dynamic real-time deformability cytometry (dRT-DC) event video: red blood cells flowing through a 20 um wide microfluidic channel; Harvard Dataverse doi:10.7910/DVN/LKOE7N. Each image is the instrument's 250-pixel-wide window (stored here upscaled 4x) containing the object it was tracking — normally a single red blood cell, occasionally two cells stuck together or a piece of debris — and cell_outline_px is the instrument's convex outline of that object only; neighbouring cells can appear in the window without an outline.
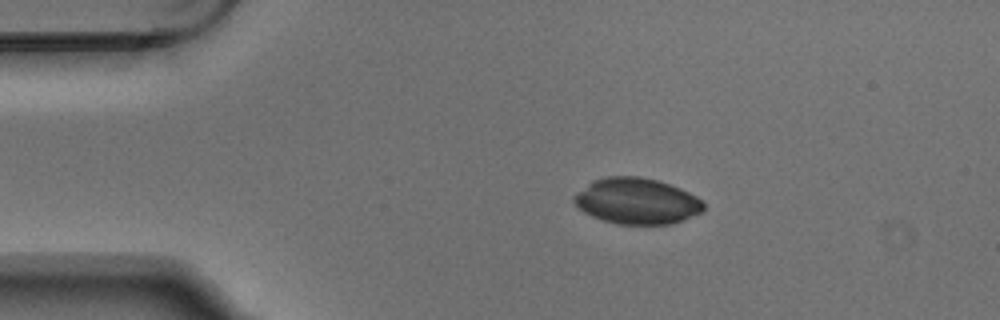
{"species": "Egyptian fruit bat (a non-hibernating species)", "species_latin": "Rousettus aegyptiacus", "temperature_condition": "warm", "stored_images_in_passage": 5, "camera_frame_rate_fps": 3000, "um_per_image_px": 0.085, "animal": {"sex": "male"}, "frame": {"image": 1, "passage_image": 1, "time_ms": 0.0, "image_size_px": [1000, 320], "cell_outline_px": [[704, 208], [700, 212], [672, 224], [616, 224], [592, 216], [584, 212], [572, 200], [572, 196], [576, 192], [592, 180], [604, 176], [640, 176], [656, 180], [680, 188], [696, 196], [704, 204]], "centroid_in_image_um": [54.08, 17.08], "position_along_channel_um": 30.9, "area_um2": 34.62}}
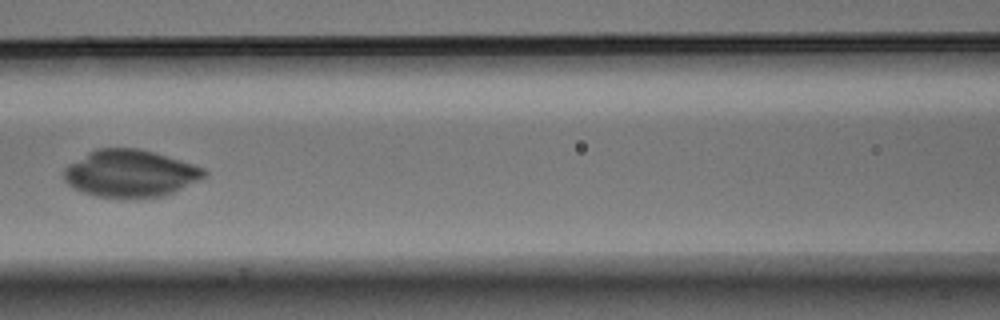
{"frame": {"image": 2, "passage_image": 5, "time_ms": 1.333, "image_size_px": [1000, 320], "cell_outline_px": [[208, 176], [200, 180], [172, 192], [160, 196], [96, 196], [72, 188], [64, 180], [64, 168], [68, 164], [88, 152], [96, 148], [140, 148], [180, 160], [204, 168], [208, 172]], "centroid_in_image_um": [11.06, 14.71], "position_along_channel_um": 155.5, "area_um2": 38.09}}